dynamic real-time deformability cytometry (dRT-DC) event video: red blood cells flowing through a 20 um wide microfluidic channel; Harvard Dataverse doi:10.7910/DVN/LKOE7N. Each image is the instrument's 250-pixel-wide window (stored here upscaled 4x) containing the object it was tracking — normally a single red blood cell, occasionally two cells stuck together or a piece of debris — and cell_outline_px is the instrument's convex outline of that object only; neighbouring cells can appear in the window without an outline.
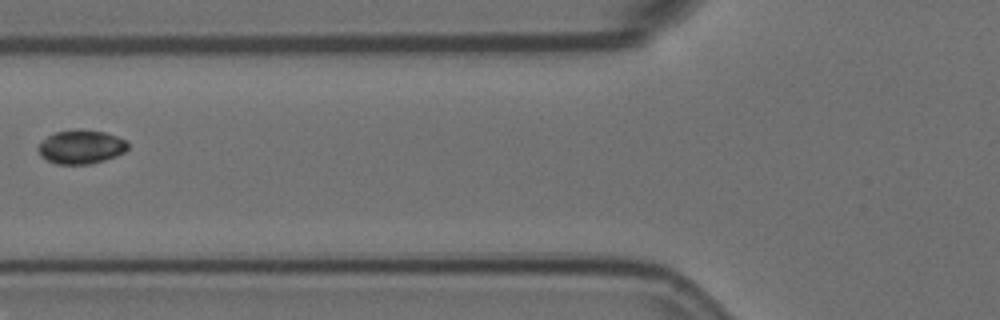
{"species": "Egyptian fruit bat (a non-hibernating species)", "species_latin": "Rousettus aegyptiacus", "temperature_condition": "room temperature", "stored_images_in_passage": 13, "camera_frame_rate_fps": 3000, "um_per_image_px": 0.085, "animal": {"sex": "female"}, "frame": {"image": 1, "passage_image": 4, "time_ms": 1.0, "image_size_px": [1000, 320], "cell_outline_px": [[128, 148], [124, 152], [116, 156], [104, 160], [88, 164], [56, 164], [40, 156], [40, 144], [48, 136], [56, 132], [76, 128], [80, 128], [104, 132], [128, 140]], "centroid_in_image_um": [6.93, 12.47], "position_along_channel_um": 118.9, "area_um2": 17.63}}
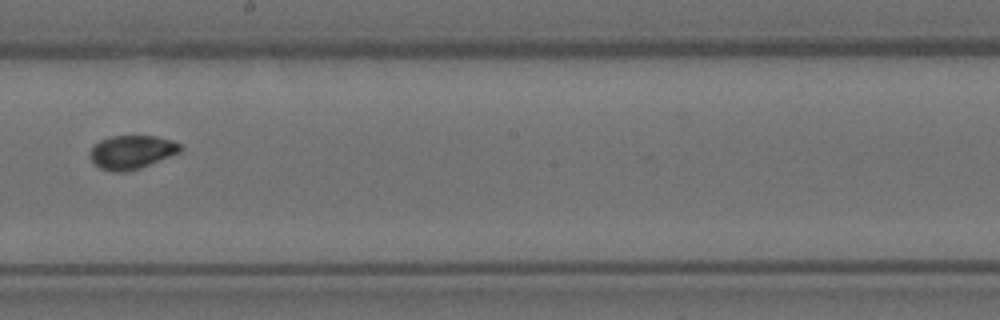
{"frame": {"image": 2, "passage_image": 7, "time_ms": 2.0, "image_size_px": [1000, 320], "cell_outline_px": [[184, 148], [180, 152], [140, 168], [124, 172], [112, 172], [100, 168], [88, 156], [88, 152], [100, 140], [112, 136], [156, 136], [172, 140], [180, 144]], "centroid_in_image_um": [11.19, 12.93], "position_along_channel_um": 237.0, "area_um2": 17.69}}
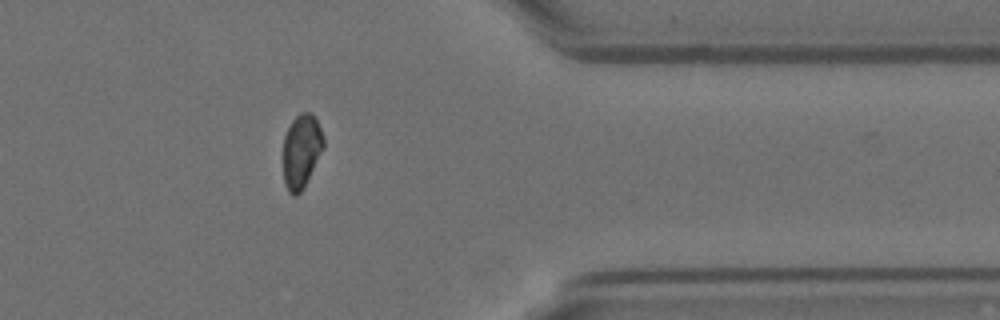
{"frame": {"image": 3, "passage_image": 11, "time_ms": 3.333, "image_size_px": [1000, 320], "cell_outline_px": [[324, 148], [304, 188], [296, 196], [292, 196], [288, 192], [284, 184], [284, 136], [292, 120], [300, 112], [312, 112], [320, 128], [324, 140]], "centroid_in_image_um": [25.62, 12.86], "position_along_channel_um": 385.8, "area_um2": 17.46}}